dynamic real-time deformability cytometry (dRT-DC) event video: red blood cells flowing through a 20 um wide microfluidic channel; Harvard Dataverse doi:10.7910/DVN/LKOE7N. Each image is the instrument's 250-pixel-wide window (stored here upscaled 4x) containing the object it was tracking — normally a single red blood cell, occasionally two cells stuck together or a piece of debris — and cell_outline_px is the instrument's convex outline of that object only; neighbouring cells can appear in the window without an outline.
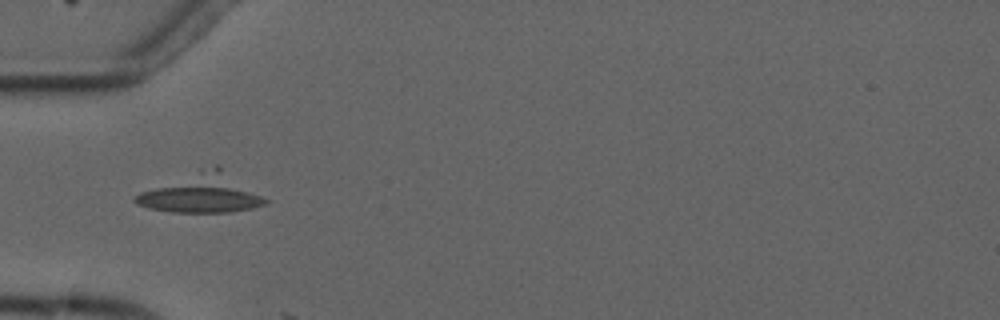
{"species": "common noctule bat (a hibernating species)", "species_latin": "Nyctalus noctula", "temperature_condition": "cold", "stored_images_in_passage": 5, "camera_frame_rate_fps": 3000, "um_per_image_px": 0.085, "animal": {"sex": "male", "forearm_length_mm": 52.5}, "frame": {"image": 1, "passage_image": 3, "time_ms": 3.333, "image_size_px": [1000, 320], "cell_outline_px": [[268, 204], [252, 208], [232, 212], [172, 212], [148, 208], [136, 204], [132, 200], [140, 192], [200, 168], [216, 164], [220, 164], [268, 200]], "centroid_in_image_um": [17.18, 16.41], "position_along_channel_um": 67.8, "area_um2": 29.77}}
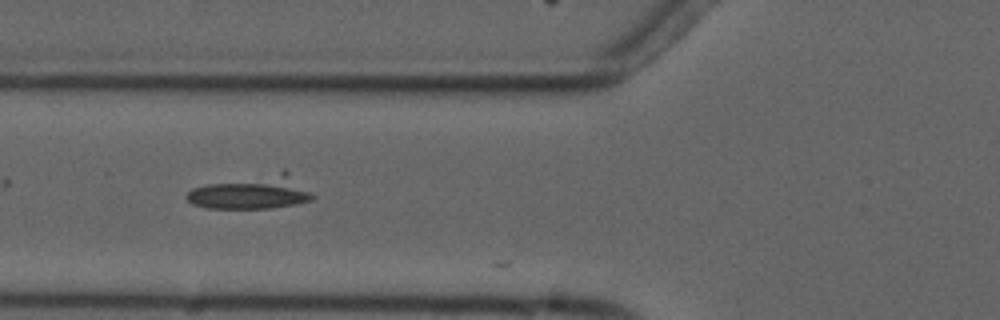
{"frame": {"image": 2, "passage_image": 4, "time_ms": 4.333, "image_size_px": [1000, 320], "cell_outline_px": [[316, 196], [312, 200], [296, 204], [268, 208], [208, 208], [192, 204], [184, 196], [192, 188], [208, 184], [284, 168]], "centroid_in_image_um": [21.44, 16.31], "position_along_channel_um": 104.4, "area_um2": 24.97}}